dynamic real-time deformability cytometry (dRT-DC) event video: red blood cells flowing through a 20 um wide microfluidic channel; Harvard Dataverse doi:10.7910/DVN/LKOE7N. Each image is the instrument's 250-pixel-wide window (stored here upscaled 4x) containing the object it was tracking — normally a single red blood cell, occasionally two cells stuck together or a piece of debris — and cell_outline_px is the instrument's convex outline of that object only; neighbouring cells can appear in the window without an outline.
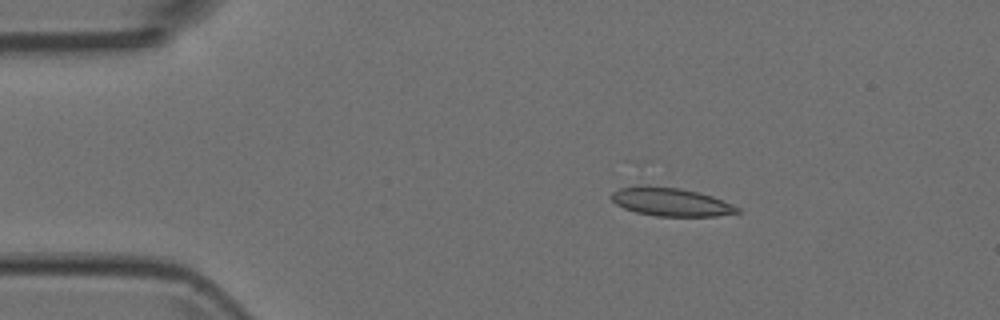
{"species": "Egyptian fruit bat (a non-hibernating species)", "species_latin": "Rousettus aegyptiacus", "temperature_condition": "room temperature", "stored_images_in_passage": 4, "camera_frame_rate_fps": 3000, "um_per_image_px": 0.085, "animal": {"sex": "female"}, "frame": {"image": 1, "passage_image": 3, "time_ms": 0.667, "image_size_px": [1000, 320], "cell_outline_px": [[740, 212], [716, 216], [656, 216], [636, 212], [624, 208], [616, 204], [612, 200], [612, 192], [620, 188], [640, 184], [648, 184], [680, 188], [712, 196], [732, 204], [740, 208]], "centroid_in_image_um": [56.99, 17.14], "position_along_channel_um": 28.0, "area_um2": 20.92}}